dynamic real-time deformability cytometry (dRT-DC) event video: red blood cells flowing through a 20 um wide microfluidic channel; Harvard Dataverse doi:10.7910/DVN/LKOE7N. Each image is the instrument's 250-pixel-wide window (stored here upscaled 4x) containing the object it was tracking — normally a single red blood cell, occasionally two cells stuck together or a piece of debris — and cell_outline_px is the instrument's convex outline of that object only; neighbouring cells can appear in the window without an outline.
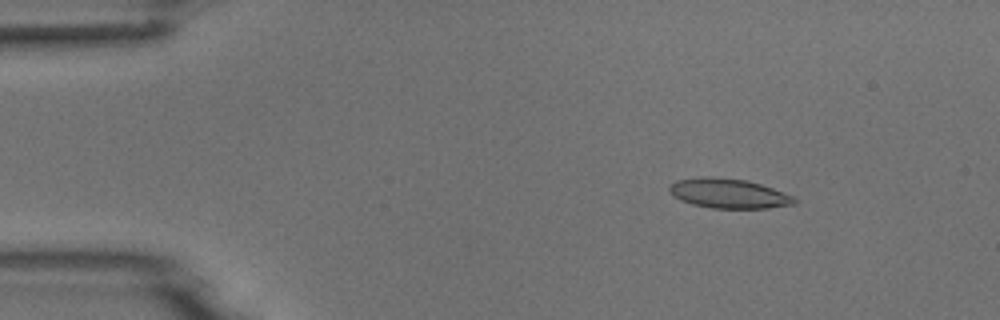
{"species": "common noctule bat (a hibernating species)", "species_latin": "Nyctalus noctula", "temperature_condition": "room temperature", "stored_images_in_passage": 3, "camera_frame_rate_fps": 3000, "um_per_image_px": 0.085, "animal": {"sex": "male", "body_mass_g": 18.8}, "frame": {"image": 1, "passage_image": 1, "time_ms": 0.0, "image_size_px": [1000, 320], "cell_outline_px": [[796, 204], [768, 208], [712, 208], [692, 204], [680, 200], [672, 196], [668, 192], [668, 184], [676, 180], [700, 176], [712, 176], [744, 180], [760, 184], [784, 192], [792, 196], [796, 200]], "centroid_in_image_um": [61.86, 16.43], "position_along_channel_um": 23.1, "area_um2": 21.79}}